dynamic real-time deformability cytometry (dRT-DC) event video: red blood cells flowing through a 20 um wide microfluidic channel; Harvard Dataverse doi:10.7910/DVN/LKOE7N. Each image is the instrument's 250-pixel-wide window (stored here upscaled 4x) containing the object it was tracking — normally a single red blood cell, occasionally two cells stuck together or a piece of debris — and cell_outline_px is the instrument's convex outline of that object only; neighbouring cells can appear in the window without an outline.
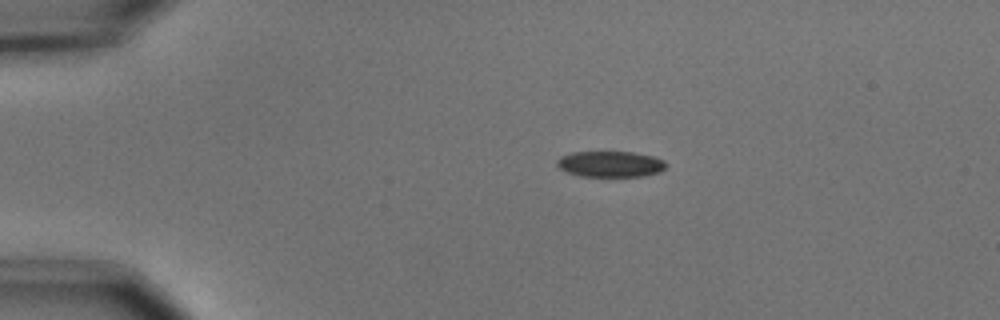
{"species": "common noctule bat (a hibernating species)", "species_latin": "Nyctalus noctula", "temperature_condition": "cold", "stored_images_in_passage": 45, "camera_frame_rate_fps": 3000, "um_per_image_px": 0.085, "animal": {"sex": "male", "body_mass_g": 15.6}, "frame": {"image": 1, "passage_image": 1, "time_ms": 0.0, "image_size_px": [1000, 320], "cell_outline_px": [[664, 168], [660, 172], [644, 176], [580, 176], [568, 172], [560, 168], [556, 164], [556, 160], [560, 156], [572, 152], [632, 152], [652, 156], [664, 160]], "centroid_in_image_um": [51.85, 13.94], "position_along_channel_um": 33.2, "area_um2": 16.36}}
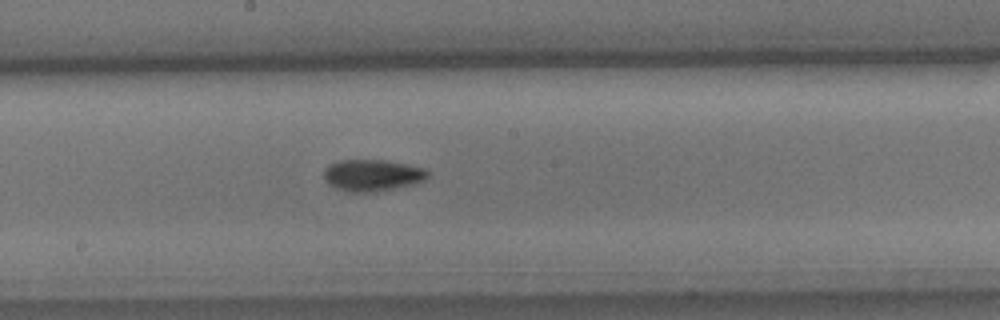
{"frame": {"image": 2, "passage_image": 20, "time_ms": 6.333, "image_size_px": [1000, 320], "cell_outline_px": [[428, 176], [424, 180], [412, 184], [376, 192], [348, 192], [336, 188], [328, 184], [324, 180], [324, 168], [340, 160], [384, 160], [408, 164], [428, 168]], "centroid_in_image_um": [31.65, 14.89], "position_along_channel_um": 216.5, "area_um2": 19.25}}
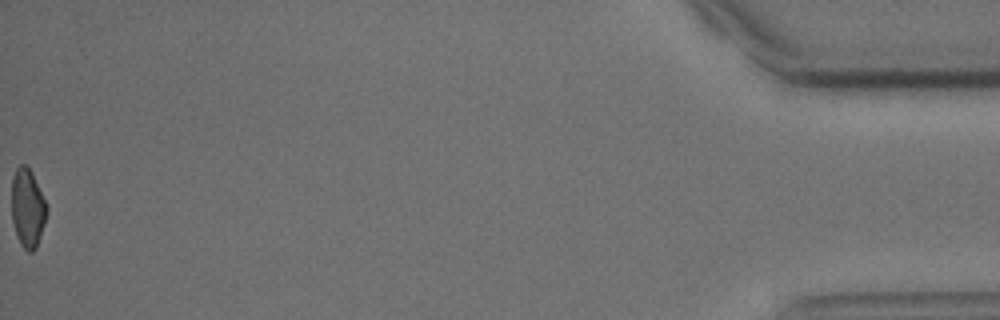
{"frame": {"image": 3, "passage_image": 45, "time_ms": 14.667, "image_size_px": [1000, 320], "cell_outline_px": [[48, 212], [36, 248], [32, 252], [28, 252], [20, 244], [16, 236], [12, 220], [12, 176], [16, 168], [20, 164], [24, 164], [32, 172], [48, 208]], "centroid_in_image_um": [2.34, 17.7], "position_along_channel_um": 432.9, "area_um2": 16.13}, "authors_computed_cell_mechanics": {"area_um2": 17.6868, "velocity_mm_per_s": 3.6966, "shape_relaxation_time_tau1_ms": 5.5894, "shape_relaxation_time_tau2_ms": 7.762, "deformation_change_tau1": 0.1611, "deformation_change_tau2": 0.1422}}